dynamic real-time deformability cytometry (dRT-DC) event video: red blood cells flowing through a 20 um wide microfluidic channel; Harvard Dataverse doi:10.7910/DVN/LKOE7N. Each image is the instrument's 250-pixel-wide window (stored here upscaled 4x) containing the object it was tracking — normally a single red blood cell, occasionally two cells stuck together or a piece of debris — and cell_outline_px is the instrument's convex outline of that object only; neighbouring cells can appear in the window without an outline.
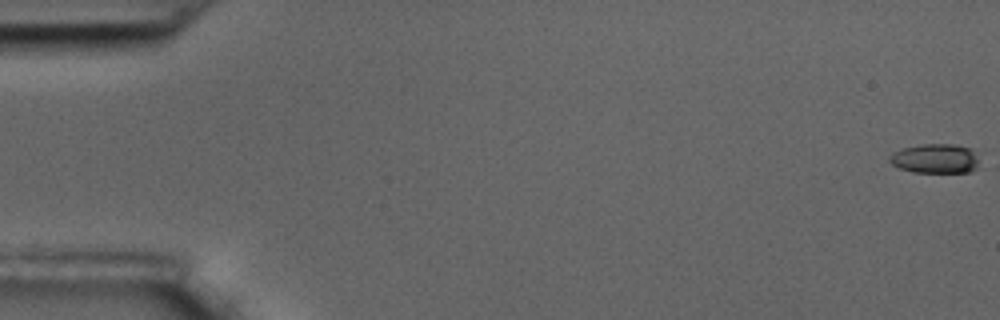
{"species": "common noctule bat (a hibernating species)", "species_latin": "Nyctalus noctula", "temperature_condition": "room temperature", "stored_images_in_passage": 60, "camera_frame_rate_fps": 3000, "um_per_image_px": 0.085, "animal": {"sex": "male", "body_mass_g": 17.5, "forearm_length_mm": 52.3}, "frame": {"image": 1, "passage_image": 1, "time_ms": 0.0, "image_size_px": [1000, 320], "cell_outline_px": [[976, 168], [972, 172], [912, 172], [900, 168], [892, 164], [888, 160], [888, 156], [892, 152], [904, 148], [924, 144], [952, 144], [968, 148], [972, 152], [976, 160]], "centroid_in_image_um": [79.42, 13.49], "position_along_channel_um": 5.6, "area_um2": 15.09}}
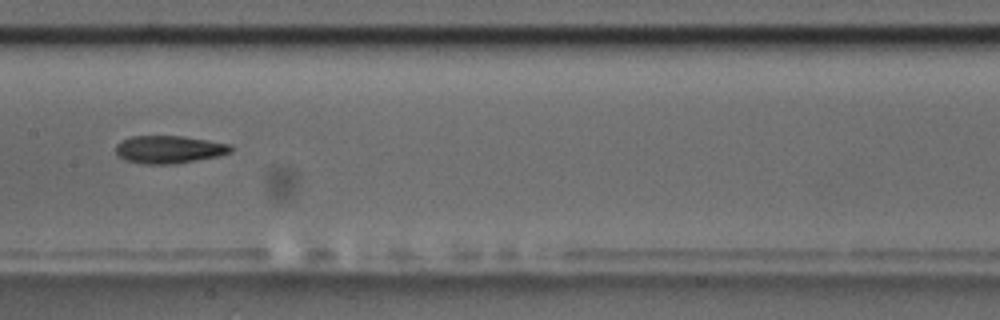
{"frame": {"image": 2, "passage_image": 31, "time_ms": 10.0, "image_size_px": [1000, 320], "cell_outline_px": [[232, 148], [228, 152], [216, 156], [176, 164], [144, 164], [124, 160], [116, 152], [116, 144], [120, 140], [132, 136], [184, 136], [232, 144]], "centroid_in_image_um": [14.33, 12.7], "position_along_channel_um": 193.1, "area_um2": 18.55}}
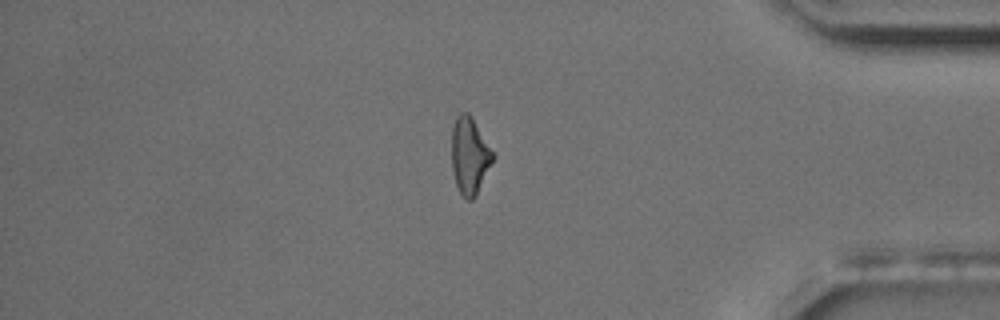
{"frame": {"image": 3, "passage_image": 51, "time_ms": 16.667, "image_size_px": [1000, 320], "cell_outline_px": [[492, 160], [476, 196], [472, 200], [468, 200], [460, 192], [456, 184], [452, 172], [452, 128], [456, 116], [460, 112], [468, 112], [472, 116], [492, 152]], "centroid_in_image_um": [39.88, 13.21], "position_along_channel_um": 395.3, "area_um2": 18.03}, "authors_computed_cell_mechanics": {"area_um2": 18.3804, "velocity_mm_per_s": 3.467, "shape_relaxation_time_tau1_ms": 5.892, "shape_relaxation_time_tau2_ms": 9.5444, "deformation_change_tau1": 0.1602, "deformation_change_tau2": 0.1908}}